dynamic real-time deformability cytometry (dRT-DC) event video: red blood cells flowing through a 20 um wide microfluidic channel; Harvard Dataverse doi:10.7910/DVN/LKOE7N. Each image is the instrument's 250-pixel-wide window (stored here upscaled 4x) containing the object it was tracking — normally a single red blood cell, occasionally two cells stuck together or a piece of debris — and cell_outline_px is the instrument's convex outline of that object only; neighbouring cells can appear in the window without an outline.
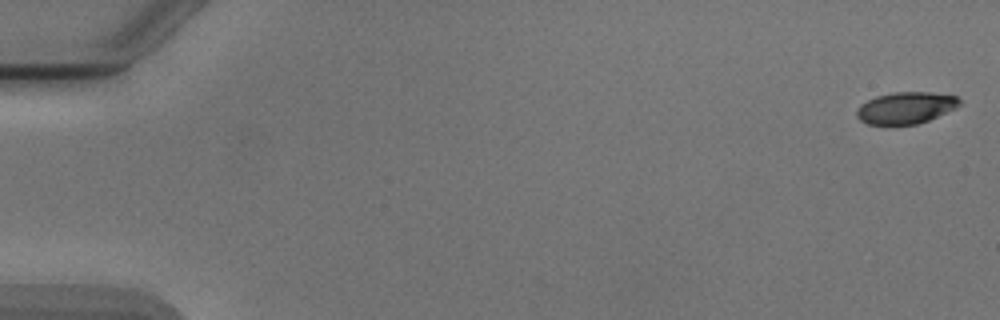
{"species": "Egyptian fruit bat (a non-hibernating species)", "species_latin": "Rousettus aegyptiacus", "temperature_condition": "cold", "stored_images_in_passage": 2, "camera_frame_rate_fps": 3000, "um_per_image_px": 0.085, "animal": {"sex": "male"}, "frame": {"image": 1, "passage_image": 1, "time_ms": 0.0, "image_size_px": [1000, 320], "cell_outline_px": [[960, 104], [956, 108], [928, 120], [916, 124], [888, 128], [868, 124], [860, 120], [856, 116], [856, 108], [860, 104], [876, 96], [896, 92], [928, 92], [956, 96], [960, 100]], "centroid_in_image_um": [76.92, 9.21], "position_along_channel_um": 8.1, "area_um2": 19.54}}